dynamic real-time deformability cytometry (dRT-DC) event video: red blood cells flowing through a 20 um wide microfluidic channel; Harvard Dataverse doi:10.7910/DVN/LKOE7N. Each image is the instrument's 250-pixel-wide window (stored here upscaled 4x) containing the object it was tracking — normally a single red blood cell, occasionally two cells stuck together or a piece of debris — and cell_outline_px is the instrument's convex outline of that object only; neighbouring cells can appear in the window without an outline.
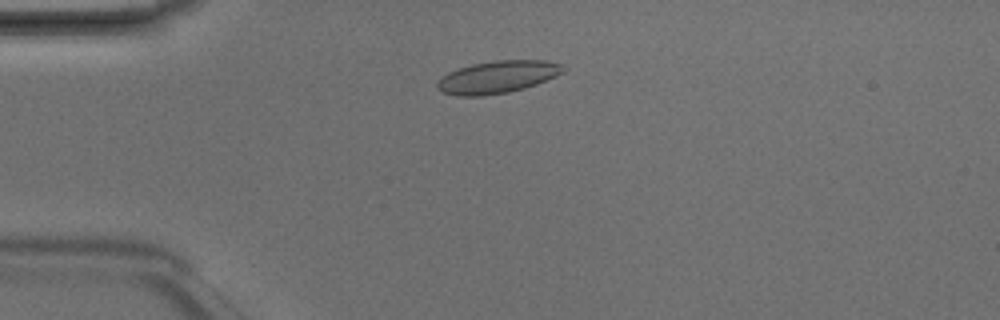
{"species": "Egyptian fruit bat (a non-hibernating species)", "species_latin": "Rousettus aegyptiacus", "temperature_condition": "room temperature", "stored_images_in_passage": 6, "camera_frame_rate_fps": 3000, "um_per_image_px": 0.085, "animal": {"sex": "male"}, "frame": {"image": 1, "passage_image": 3, "time_ms": 0.667, "image_size_px": [1000, 320], "cell_outline_px": [[564, 72], [556, 76], [536, 84], [524, 88], [508, 92], [484, 96], [456, 96], [444, 92], [436, 88], [436, 84], [448, 72], [472, 64], [496, 60], [544, 60], [560, 64]], "centroid_in_image_um": [42.27, 6.55], "position_along_channel_um": 42.7, "area_um2": 23.52}}
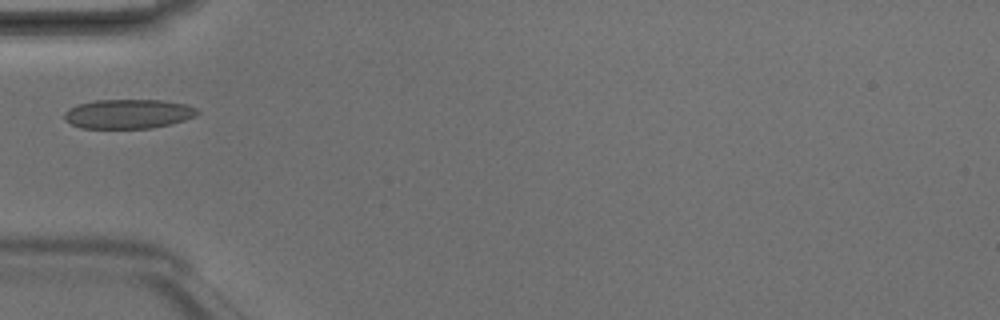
{"frame": {"image": 2, "passage_image": 4, "time_ms": 1.0, "image_size_px": [1000, 320], "cell_outline_px": [[200, 112], [196, 116], [184, 120], [152, 128], [80, 128], [64, 120], [64, 112], [68, 108], [76, 104], [96, 100], [160, 100], [184, 104], [196, 108]], "centroid_in_image_um": [10.86, 9.68], "position_along_channel_um": 74.1, "area_um2": 22.77}}